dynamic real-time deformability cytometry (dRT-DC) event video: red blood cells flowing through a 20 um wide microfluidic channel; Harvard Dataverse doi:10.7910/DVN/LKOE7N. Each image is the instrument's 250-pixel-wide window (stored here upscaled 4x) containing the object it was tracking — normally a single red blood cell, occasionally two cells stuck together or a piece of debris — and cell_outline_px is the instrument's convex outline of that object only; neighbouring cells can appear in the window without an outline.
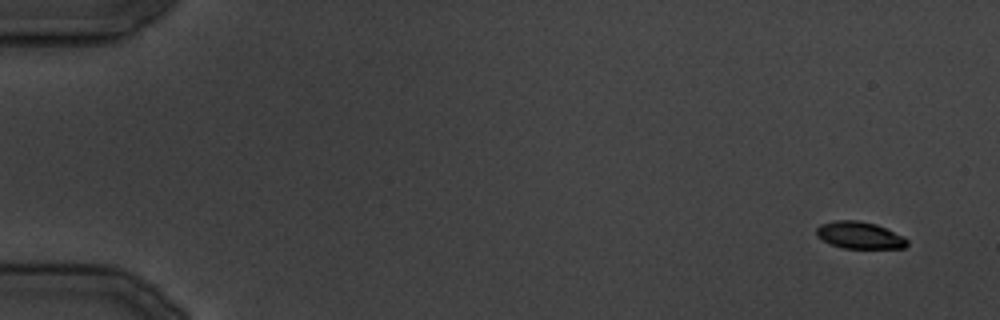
{"species": "common noctule bat (a hibernating species)", "species_latin": "Nyctalus noctula", "temperature_condition": "cold", "stored_images_in_passage": 13, "camera_frame_rate_fps": 3000, "um_per_image_px": 0.085, "animal": {"sex": "male", "body_mass_g": 19.5, "forearm_length_mm": 54.6}, "frame": {"image": 1, "passage_image": 2, "time_ms": 1.333, "image_size_px": [1000, 320], "cell_outline_px": [[908, 244], [904, 248], [844, 248], [832, 244], [816, 236], [816, 228], [820, 224], [836, 220], [856, 220], [876, 224], [904, 236], [908, 240]], "centroid_in_image_um": [73.07, 19.99], "position_along_channel_um": 11.9, "area_um2": 14.22}}
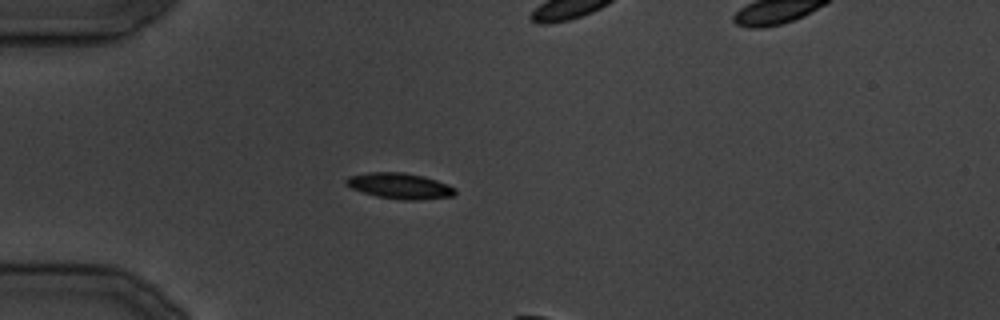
{"frame": {"image": 2, "passage_image": 10, "time_ms": 11.667, "image_size_px": [1000, 320], "cell_outline_px": [[456, 192], [452, 196], [416, 200], [404, 200], [376, 196], [352, 188], [344, 180], [348, 176], [368, 172], [404, 172], [424, 176], [448, 184], [456, 188]], "centroid_in_image_um": [34.0, 15.79], "position_along_channel_um": 51.0, "area_um2": 16.3}}